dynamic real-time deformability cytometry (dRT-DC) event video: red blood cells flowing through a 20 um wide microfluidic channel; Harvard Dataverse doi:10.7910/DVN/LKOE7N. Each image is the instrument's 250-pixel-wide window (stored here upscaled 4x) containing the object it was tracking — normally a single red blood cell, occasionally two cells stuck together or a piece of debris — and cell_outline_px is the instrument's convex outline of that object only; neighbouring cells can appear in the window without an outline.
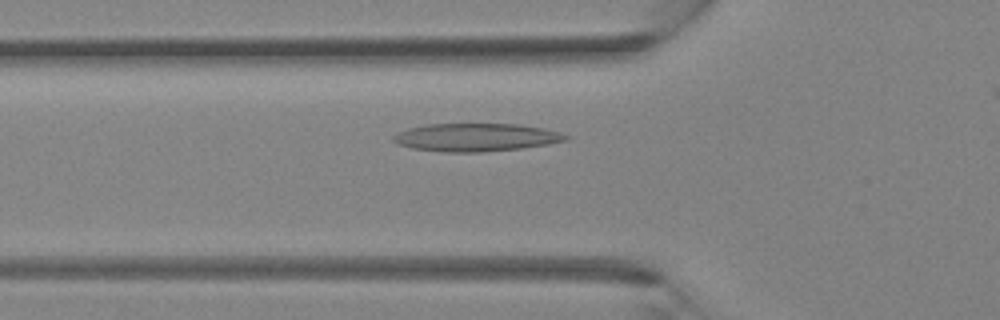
{"species": "Egyptian fruit bat (a non-hibernating species)", "species_latin": "Rousettus aegyptiacus", "temperature_condition": "room temperature", "stored_images_in_passage": 27, "camera_frame_rate_fps": 3000, "um_per_image_px": 0.085, "animal": {"sex": "female"}, "frame": {"image": 1, "passage_image": 5, "time_ms": 1.333, "image_size_px": [1000, 320], "cell_outline_px": [[572, 136], [568, 140], [548, 144], [520, 148], [480, 152], [448, 152], [412, 148], [400, 144], [392, 140], [392, 136], [408, 128], [424, 124], [520, 124], [544, 128]], "centroid_in_image_um": [40.49, 11.66], "position_along_channel_um": 85.3, "area_um2": 28.03}}
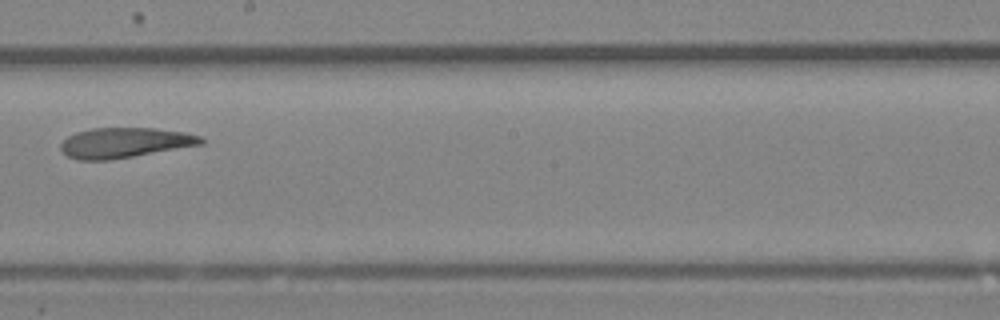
{"frame": {"image": 2, "passage_image": 14, "time_ms": 4.333, "image_size_px": [1000, 320], "cell_outline_px": [[204, 144], [108, 160], [80, 160], [68, 156], [60, 148], [60, 144], [68, 136], [76, 132], [92, 128], [156, 128], [184, 132], [200, 136], [204, 140]], "centroid_in_image_um": [10.6, 12.12], "position_along_channel_um": 237.6, "area_um2": 24.45}}
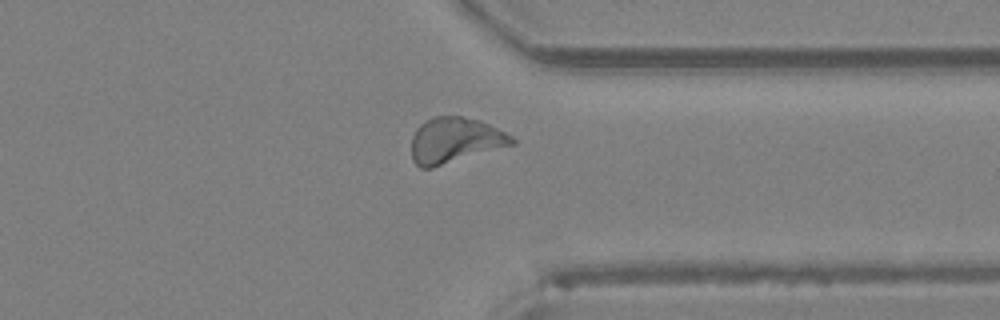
{"frame": {"image": 3, "passage_image": 22, "time_ms": 7.0, "image_size_px": [1000, 320], "cell_outline_px": [[516, 144], [432, 168], [420, 168], [412, 160], [412, 136], [416, 128], [424, 120], [432, 116], [460, 116], [480, 120], [512, 136], [516, 140]], "centroid_in_image_um": [38.65, 11.93], "position_along_channel_um": 372.7, "area_um2": 26.82}}